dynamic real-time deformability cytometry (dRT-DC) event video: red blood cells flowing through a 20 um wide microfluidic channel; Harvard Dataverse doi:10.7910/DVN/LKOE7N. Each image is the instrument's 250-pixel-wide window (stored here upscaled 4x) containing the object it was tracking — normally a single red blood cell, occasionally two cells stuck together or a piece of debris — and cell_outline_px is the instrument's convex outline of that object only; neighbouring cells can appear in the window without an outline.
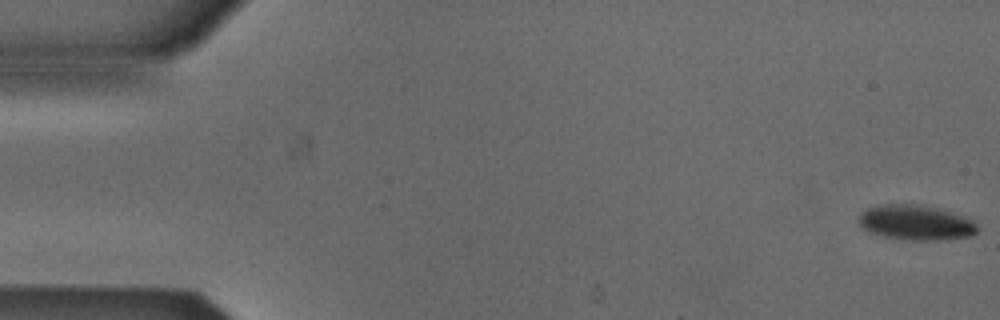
{"species": "Egyptian fruit bat (a non-hibernating species)", "species_latin": "Rousettus aegyptiacus", "temperature_condition": "cold", "stored_images_in_passage": 6, "segment_of_instrument_passage": [1, 2], "camera_frame_rate_fps": 3000, "um_per_image_px": 0.085, "animal": {"sex": "male"}, "frame": {"image": 1, "passage_image": 1, "time_ms": 0.0, "image_size_px": [1000, 320], "cell_outline_px": [[976, 232], [968, 236], [940, 240], [904, 240], [880, 236], [868, 232], [860, 228], [856, 220], [860, 212], [876, 204], [916, 204], [936, 208], [972, 220], [976, 224]], "centroid_in_image_um": [77.7, 18.92], "position_along_channel_um": 7.3, "area_um2": 24.33}}